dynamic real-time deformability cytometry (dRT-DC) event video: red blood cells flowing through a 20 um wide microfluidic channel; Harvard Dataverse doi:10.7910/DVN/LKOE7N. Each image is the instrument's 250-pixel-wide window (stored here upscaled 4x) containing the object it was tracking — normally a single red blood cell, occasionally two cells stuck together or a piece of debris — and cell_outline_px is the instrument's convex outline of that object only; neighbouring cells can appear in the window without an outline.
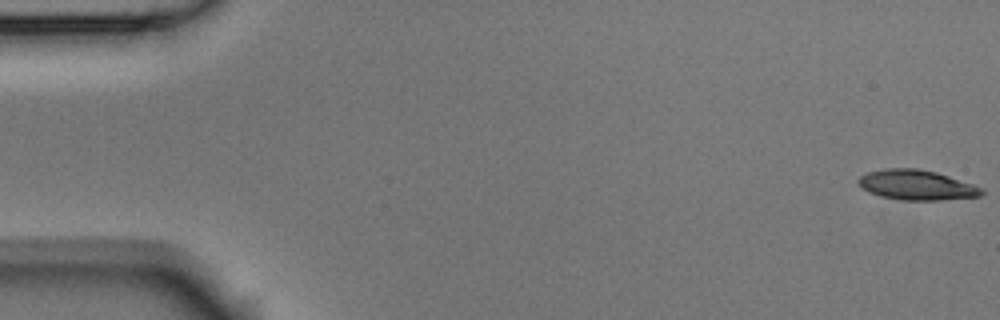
{"species": "Egyptian fruit bat (a non-hibernating species)", "species_latin": "Rousettus aegyptiacus", "temperature_condition": "room temperature", "stored_images_in_passage": 6, "camera_frame_rate_fps": 3000, "um_per_image_px": 0.085, "animal": {"sex": "male"}, "frame": {"image": 1, "passage_image": 1, "time_ms": 0.0, "image_size_px": [1000, 320], "cell_outline_px": [[984, 192], [980, 196], [940, 200], [900, 200], [880, 196], [868, 192], [860, 188], [856, 180], [860, 176], [868, 172], [884, 168], [916, 168], [936, 172], [984, 188]], "centroid_in_image_um": [77.86, 15.72], "position_along_channel_um": 7.1, "area_um2": 21.68}}
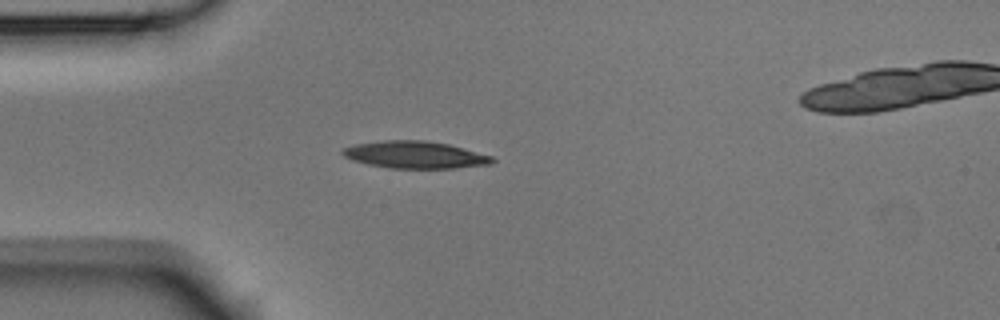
{"frame": {"image": 2, "passage_image": 5, "time_ms": 1.333, "image_size_px": [1000, 320], "cell_outline_px": [[496, 160], [492, 164], [456, 168], [388, 168], [368, 164], [352, 160], [344, 156], [340, 152], [344, 148], [356, 144], [384, 140], [424, 140], [448, 144], [464, 148], [492, 156]], "centroid_in_image_um": [35.3, 13.16], "position_along_channel_um": 49.7, "area_um2": 23.7}}